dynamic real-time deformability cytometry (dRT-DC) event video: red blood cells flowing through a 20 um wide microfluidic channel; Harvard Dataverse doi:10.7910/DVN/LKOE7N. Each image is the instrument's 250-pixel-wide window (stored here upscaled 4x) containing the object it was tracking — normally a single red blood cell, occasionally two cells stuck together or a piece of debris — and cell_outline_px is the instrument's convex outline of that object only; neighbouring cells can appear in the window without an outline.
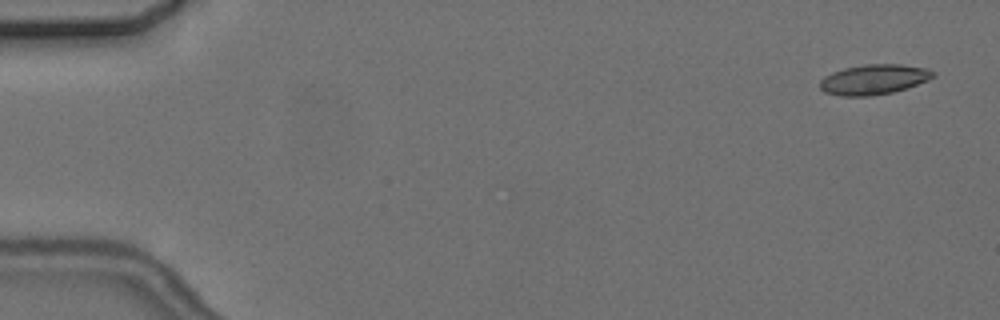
{"species": "common noctule bat (a hibernating species)", "species_latin": "Nyctalus noctula", "temperature_condition": "cold", "stored_images_in_passage": 6, "camera_frame_rate_fps": 3000, "um_per_image_px": 0.085, "animal": {"sex": "female", "body_mass_g": 24.6, "forearm_length_mm": 56.2}, "frame": {"image": 1, "passage_image": 1, "time_ms": 0.0, "image_size_px": [1000, 320], "cell_outline_px": [[936, 76], [928, 80], [892, 92], [872, 96], [840, 96], [824, 92], [820, 88], [820, 80], [824, 76], [832, 72], [844, 68], [864, 64], [900, 64], [928, 68], [936, 72]], "centroid_in_image_um": [74.27, 6.75], "position_along_channel_um": 10.7, "area_um2": 19.94}}
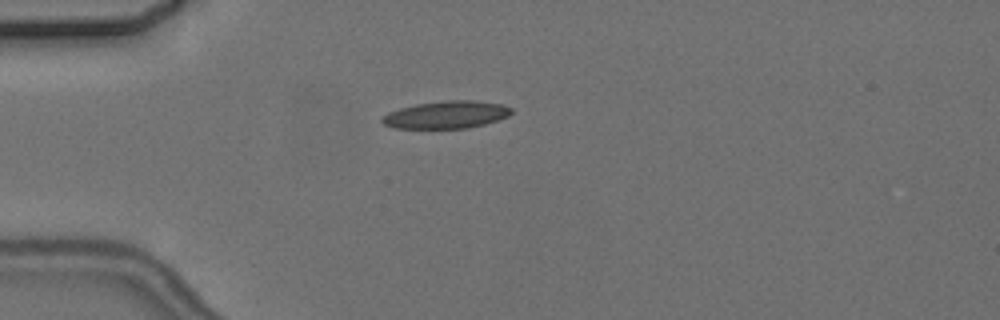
{"frame": {"image": 2, "passage_image": 4, "time_ms": 4.333, "image_size_px": [1000, 320], "cell_outline_px": [[512, 112], [508, 116], [484, 124], [468, 128], [392, 128], [384, 124], [380, 120], [380, 116], [388, 112], [400, 108], [416, 104], [448, 100], [472, 100], [500, 104], [512, 108]], "centroid_in_image_um": [37.89, 9.75], "position_along_channel_um": 47.1, "area_um2": 20.63}}
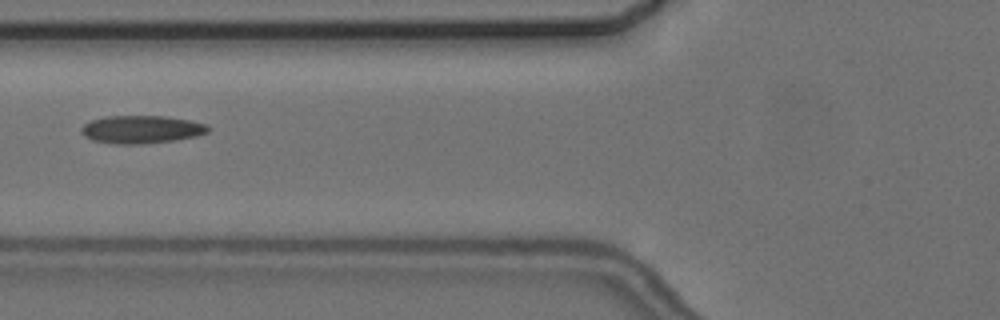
{"frame": {"image": 3, "passage_image": 6, "time_ms": 6.667, "image_size_px": [1000, 320], "cell_outline_px": [[212, 128], [208, 132], [196, 136], [176, 140], [140, 144], [116, 144], [92, 140], [84, 136], [80, 132], [80, 128], [84, 124], [92, 120], [108, 116], [168, 116], [208, 124]], "centroid_in_image_um": [12.04, 11.0], "position_along_channel_um": 113.8, "area_um2": 20.75}}